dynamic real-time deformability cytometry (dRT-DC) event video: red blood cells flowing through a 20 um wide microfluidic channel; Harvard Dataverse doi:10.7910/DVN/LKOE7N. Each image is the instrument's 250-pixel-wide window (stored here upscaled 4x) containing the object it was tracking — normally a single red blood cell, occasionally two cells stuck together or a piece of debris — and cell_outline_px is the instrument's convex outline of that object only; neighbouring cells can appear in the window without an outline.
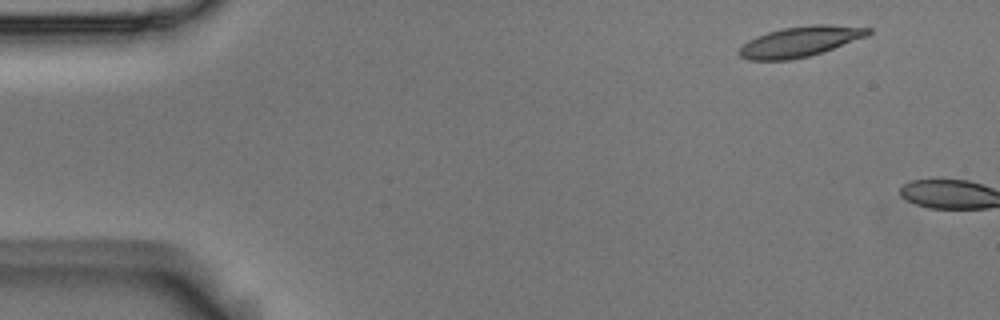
{"species": "Egyptian fruit bat (a non-hibernating species)", "species_latin": "Rousettus aegyptiacus", "temperature_condition": "room temperature", "stored_images_in_passage": 2, "camera_frame_rate_fps": 3000, "um_per_image_px": 0.085, "animal": {"sex": "male"}, "frame": {"image": 1, "passage_image": 1, "time_ms": 0.0, "image_size_px": [1000, 320], "cell_outline_px": [[872, 32], [868, 36], [808, 56], [792, 60], [748, 60], [740, 56], [736, 52], [748, 40], [756, 36], [768, 32], [784, 28], [812, 24], [828, 24], [872, 28]], "centroid_in_image_um": [68.0, 3.53], "position_along_channel_um": 17.0, "area_um2": 22.72}}